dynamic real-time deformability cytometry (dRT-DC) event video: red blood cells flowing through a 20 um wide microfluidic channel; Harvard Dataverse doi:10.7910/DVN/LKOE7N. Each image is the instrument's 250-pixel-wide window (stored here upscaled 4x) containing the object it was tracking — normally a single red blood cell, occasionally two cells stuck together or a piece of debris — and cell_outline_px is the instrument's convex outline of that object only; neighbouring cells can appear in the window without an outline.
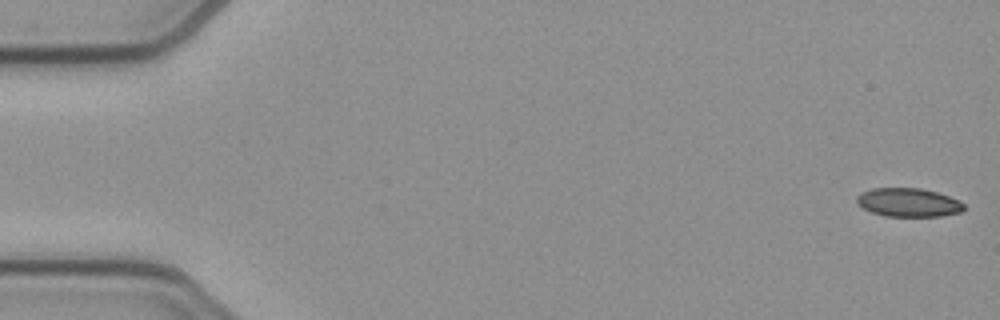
{"species": "common noctule bat (a hibernating species)", "species_latin": "Nyctalus noctula", "temperature_condition": "cold", "stored_images_in_passage": 52, "camera_frame_rate_fps": 3000, "um_per_image_px": 0.085, "animal": {"sex": "female", "body_mass_g": 21.9}, "frame": {"image": 1, "passage_image": 1, "time_ms": 0.0, "image_size_px": [1000, 320], "cell_outline_px": [[964, 208], [960, 212], [940, 216], [884, 216], [872, 212], [864, 208], [856, 200], [856, 196], [860, 192], [872, 188], [920, 188], [936, 192], [960, 200], [964, 204]], "centroid_in_image_um": [77.21, 17.2], "position_along_channel_um": 7.8, "area_um2": 17.8}}
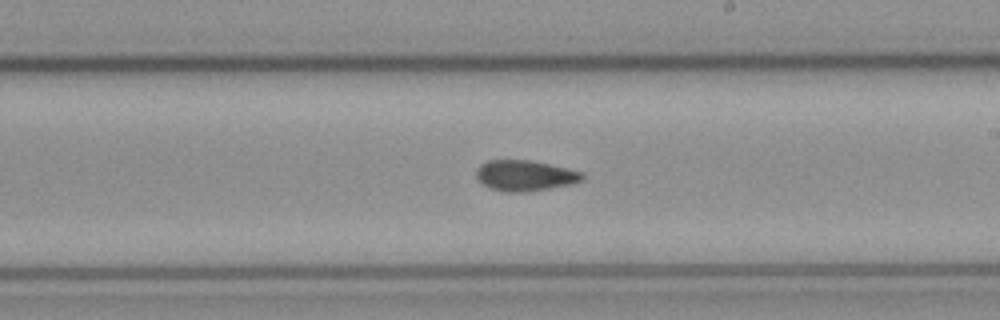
{"frame": {"image": 2, "passage_image": 30, "time_ms": 9.667, "image_size_px": [1000, 320], "cell_outline_px": [[584, 180], [572, 184], [524, 192], [504, 192], [492, 188], [484, 184], [476, 176], [476, 168], [480, 164], [488, 160], [528, 160], [568, 168], [584, 172]], "centroid_in_image_um": [44.64, 14.92], "position_along_channel_um": 244.4, "area_um2": 18.9}}
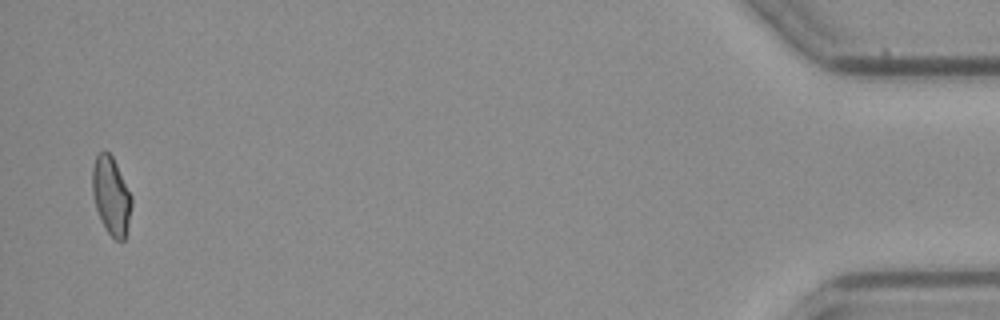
{"frame": {"image": 3, "passage_image": 51, "time_ms": 16.667, "image_size_px": [1000, 320], "cell_outline_px": [[132, 204], [128, 224], [124, 240], [116, 240], [108, 232], [96, 208], [92, 196], [92, 168], [96, 156], [104, 148], [112, 156], [132, 196]], "centroid_in_image_um": [9.44, 16.6], "position_along_channel_um": 425.8, "area_um2": 17.63}, "authors_computed_cell_mechanics": {"area_um2": 18.8428, "velocity_mm_per_s": 3.9211, "shape_relaxation_time_tau1_ms": null, "shape_relaxation_time_tau2_ms": 8.2827, "deformation_change_tau1": null, "deformation_change_tau2": 0.1475}}